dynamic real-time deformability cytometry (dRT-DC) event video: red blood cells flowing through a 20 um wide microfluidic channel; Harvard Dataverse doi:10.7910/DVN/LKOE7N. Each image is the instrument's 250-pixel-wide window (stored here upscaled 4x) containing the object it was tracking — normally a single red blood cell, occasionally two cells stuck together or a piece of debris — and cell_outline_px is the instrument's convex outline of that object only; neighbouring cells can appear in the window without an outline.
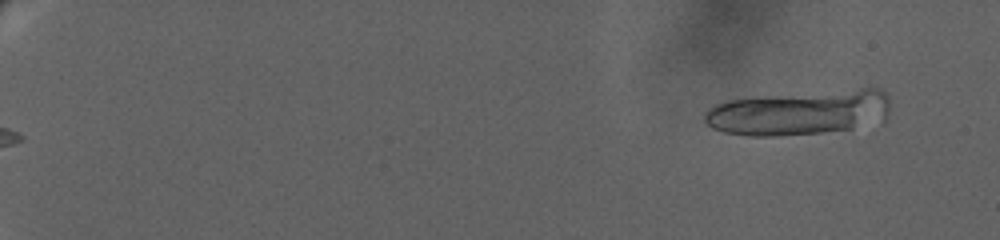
{"species": "human", "species_latin": "Homo sapiens", "temperature_condition": "warm", "stored_images_in_passage": 29, "camera_frame_rate_fps": 3000, "um_per_image_px": 0.085, "donor": {"sex": "female"}, "frame": {"image": 1, "passage_image": 2, "time_ms": 0.333, "image_size_px": [1000, 240], "cell_outline_px": [[888, 108], [884, 120], [852, 128], [820, 132], [780, 136], [748, 136], [724, 132], [712, 128], [704, 120], [704, 112], [712, 104], [724, 100], [864, 88], [876, 88], [884, 92], [888, 96]], "centroid_in_image_um": [67.88, 9.58], "position_along_channel_um": 17.1, "area_um2": 48.15}}
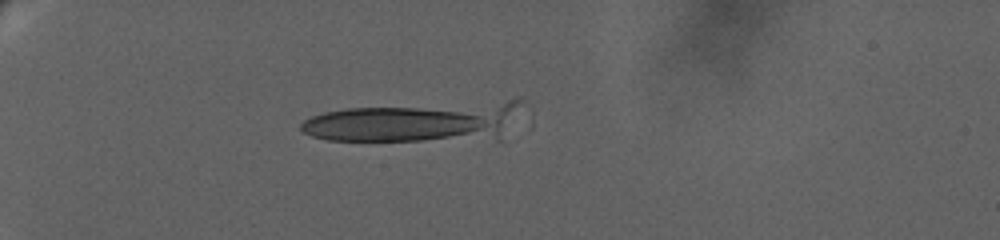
{"frame": {"image": 2, "passage_image": 25, "time_ms": 6.0, "image_size_px": [1000, 240], "cell_outline_px": [[524, 104], [504, 144], [328, 140], [312, 136], [300, 132], [300, 124], [304, 120], [312, 116], [324, 112], [348, 108], [508, 100], [524, 100]], "centroid_in_image_um": [35.63, 10.45], "position_along_channel_um": 49.4, "area_um2": 54.97}}